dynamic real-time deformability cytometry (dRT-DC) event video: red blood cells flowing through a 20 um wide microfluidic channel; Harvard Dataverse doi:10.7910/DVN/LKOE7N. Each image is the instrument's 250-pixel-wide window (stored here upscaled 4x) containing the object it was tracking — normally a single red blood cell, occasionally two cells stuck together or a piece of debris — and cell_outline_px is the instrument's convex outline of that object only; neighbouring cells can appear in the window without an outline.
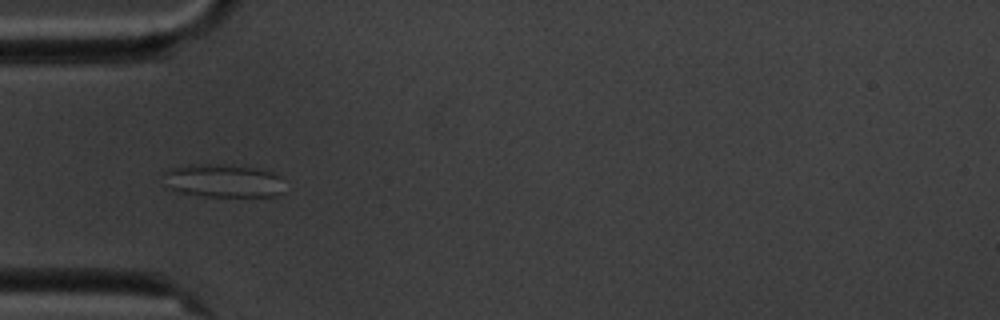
{"species": "common noctule bat (a hibernating species)", "species_latin": "Nyctalus noctula", "temperature_condition": "cold", "stored_images_in_passage": 5, "camera_frame_rate_fps": 3000, "um_per_image_px": 0.085, "animal": {"sex": "male", "body_mass_g": 20.1, "forearm_length_mm": 53.5}, "frame": {"image": 1, "passage_image": 5, "time_ms": 4.333, "image_size_px": [1000, 320], "cell_outline_px": [[284, 192], [276, 196], [204, 196], [176, 192], [172, 188], [164, 172], [172, 168], [192, 164], [220, 164], [256, 168], [272, 172], [280, 176]], "centroid_in_image_um": [19.04, 15.37], "position_along_channel_um": 66.0, "area_um2": 23.12}}